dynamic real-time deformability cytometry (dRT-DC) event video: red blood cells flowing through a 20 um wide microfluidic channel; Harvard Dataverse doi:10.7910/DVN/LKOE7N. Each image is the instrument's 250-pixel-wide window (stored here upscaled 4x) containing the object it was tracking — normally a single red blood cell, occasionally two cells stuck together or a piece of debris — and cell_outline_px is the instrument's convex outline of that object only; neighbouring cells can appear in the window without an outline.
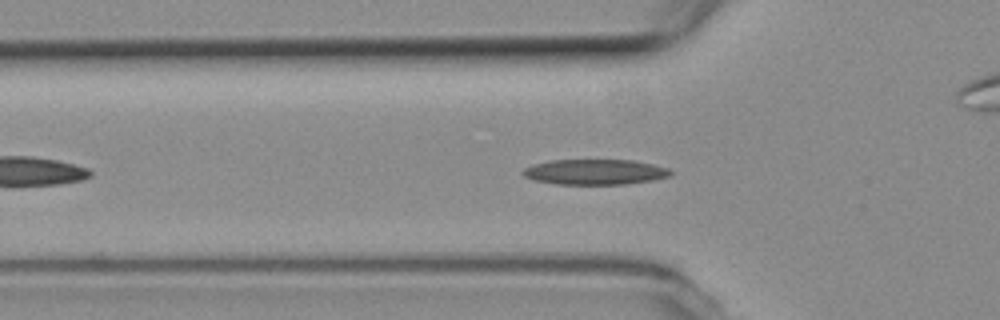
{"species": "common noctule bat (a hibernating species)", "species_latin": "Nyctalus noctula", "temperature_condition": "room temperature", "stored_images_in_passage": 40, "camera_frame_rate_fps": 3000, "um_per_image_px": 0.085, "animal": {"sex": "female", "body_mass_g": 19.3, "forearm_length_mm": 54.1}, "frame": {"image": 1, "passage_image": 2, "time_ms": 0.333, "image_size_px": [1000, 320], "cell_outline_px": [[672, 172], [668, 176], [656, 180], [624, 184], [556, 184], [532, 180], [524, 176], [520, 172], [524, 168], [532, 164], [548, 160], [632, 160], [652, 164], [668, 168]], "centroid_in_image_um": [50.52, 14.61], "position_along_channel_um": 75.3, "area_um2": 21.96}}
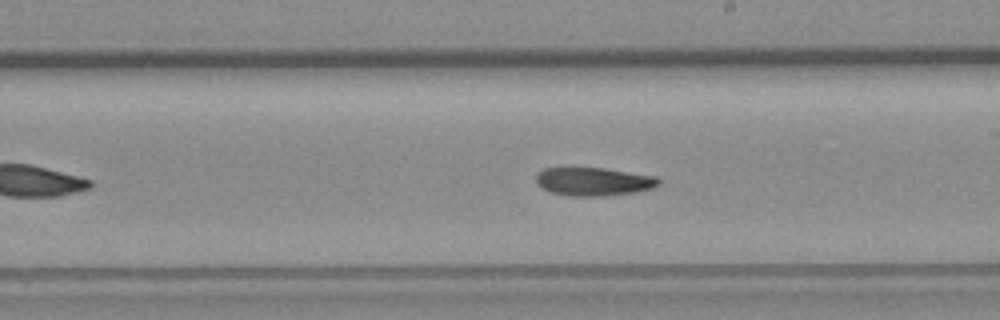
{"frame": {"image": 2, "passage_image": 15, "time_ms": 4.667, "image_size_px": [1000, 320], "cell_outline_px": [[660, 184], [652, 188], [636, 192], [608, 196], [568, 196], [548, 192], [540, 188], [536, 184], [536, 172], [544, 168], [572, 164], [604, 168], [656, 176], [660, 180]], "centroid_in_image_um": [50.35, 15.39], "position_along_channel_um": 238.7, "area_um2": 21.44}}
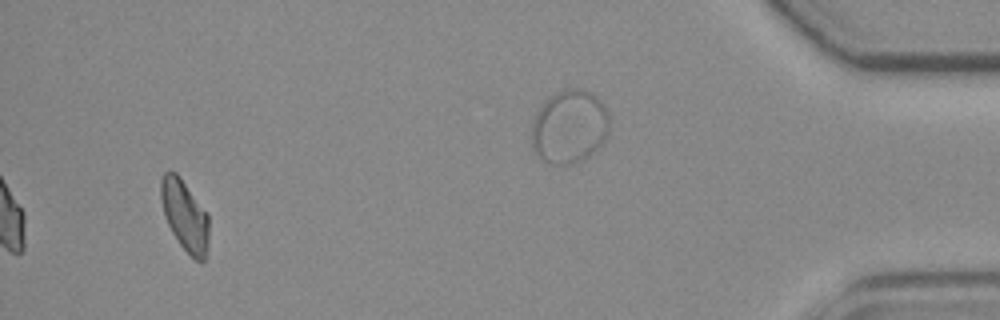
{"frame": {"image": 3, "passage_image": 36, "time_ms": 11.667, "image_size_px": [1000, 320], "cell_outline_px": [[208, 244], [204, 260], [200, 264], [180, 244], [172, 232], [164, 216], [160, 200], [160, 180], [164, 172], [176, 172], [208, 212]], "centroid_in_image_um": [15.7, 18.3], "position_along_channel_um": 419.5, "area_um2": 19.88}, "authors_computed_cell_mechanics": {"area_um2": 20.5768, "velocity_mm_per_s": 3.7689, "shape_relaxation_time_tau1_ms": 7.3844, "shape_relaxation_time_tau2_ms": null, "deformation_change_tau1": 0.173, "deformation_change_tau2": null}}